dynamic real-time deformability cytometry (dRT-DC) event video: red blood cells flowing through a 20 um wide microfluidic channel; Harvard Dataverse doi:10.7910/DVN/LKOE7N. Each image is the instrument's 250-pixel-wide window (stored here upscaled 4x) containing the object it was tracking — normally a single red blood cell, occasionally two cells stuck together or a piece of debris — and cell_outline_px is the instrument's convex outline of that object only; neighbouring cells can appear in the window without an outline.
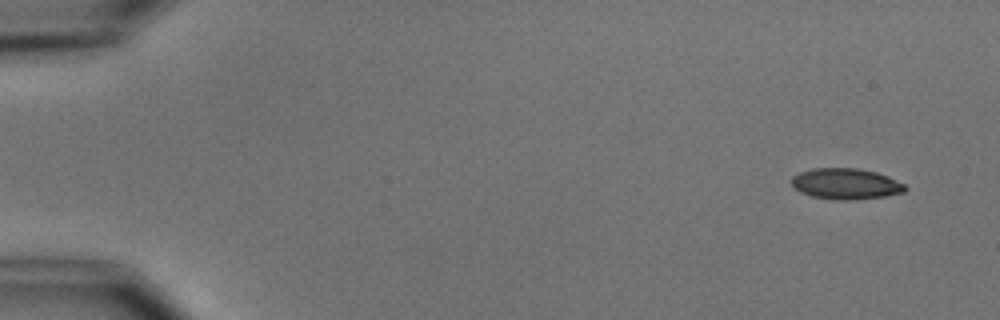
{"species": "common noctule bat (a hibernating species)", "species_latin": "Nyctalus noctula", "temperature_condition": "cold", "stored_images_in_passage": 4, "camera_frame_rate_fps": 3000, "um_per_image_px": 0.085, "animal": {"sex": "male", "body_mass_g": 15.6}, "frame": {"image": 1, "passage_image": 1, "time_ms": 0.0, "image_size_px": [1000, 320], "cell_outline_px": [[908, 188], [904, 192], [884, 196], [856, 200], [836, 200], [812, 196], [800, 192], [792, 184], [792, 176], [800, 172], [812, 168], [856, 168], [876, 172], [888, 176], [904, 184]], "centroid_in_image_um": [71.9, 15.62], "position_along_channel_um": 13.1, "area_um2": 20.46}}